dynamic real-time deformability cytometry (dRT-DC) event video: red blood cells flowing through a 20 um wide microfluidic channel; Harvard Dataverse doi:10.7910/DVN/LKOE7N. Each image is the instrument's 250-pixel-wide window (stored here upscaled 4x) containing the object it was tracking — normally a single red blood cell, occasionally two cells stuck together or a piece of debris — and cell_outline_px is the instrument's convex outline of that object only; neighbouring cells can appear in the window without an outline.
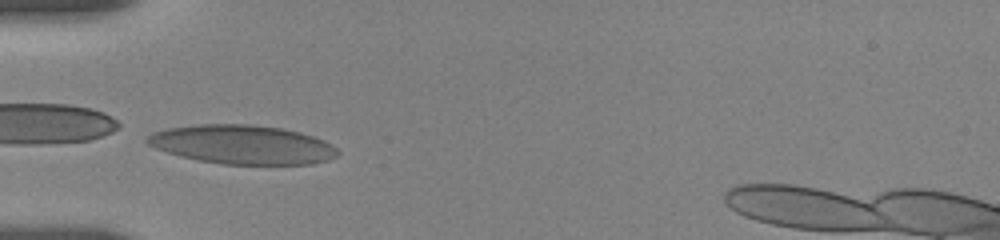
{"species": "human", "species_latin": "Homo sapiens", "temperature_condition": "room temperature", "stored_images_in_passage": 24, "camera_frame_rate_fps": 3000, "um_per_image_px": 0.085, "donor": {"sex": "female"}, "frame": {"image": 1, "passage_image": 7, "time_ms": 3.667, "image_size_px": [1000, 240], "cell_outline_px": [[340, 152], [336, 156], [328, 160], [312, 164], [224, 164], [200, 160], [180, 156], [156, 148], [148, 144], [144, 140], [152, 132], [168, 128], [196, 124], [252, 124], [280, 128], [300, 132], [324, 140], [332, 144]], "centroid_in_image_um": [20.61, 12.28], "position_along_channel_um": 64.4, "area_um2": 43.23}}
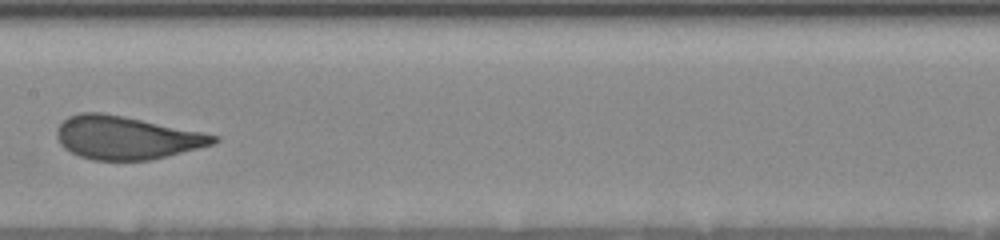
{"frame": {"image": 2, "passage_image": 13, "time_ms": 7.333, "image_size_px": [1000, 240], "cell_outline_px": [[220, 140], [212, 144], [148, 160], [92, 160], [80, 156], [64, 148], [60, 144], [56, 136], [56, 132], [60, 124], [68, 116], [80, 112], [100, 112], [124, 116], [204, 132], [220, 136]], "centroid_in_image_um": [10.71, 11.69], "position_along_channel_um": 196.7, "area_um2": 39.13}}
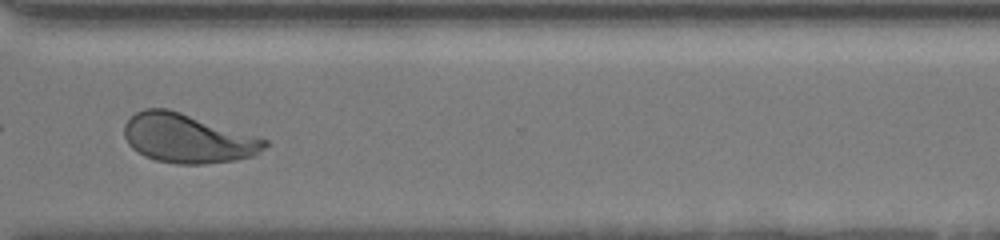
{"frame": {"image": 3, "passage_image": 19, "time_ms": 11.667, "image_size_px": [1000, 240], "cell_outline_px": [[268, 144], [264, 148], [252, 156], [236, 160], [204, 164], [176, 164], [156, 160], [144, 156], [132, 148], [128, 144], [124, 136], [124, 124], [136, 112], [144, 108], [168, 108], [268, 140]], "centroid_in_image_um": [15.91, 11.77], "position_along_channel_um": 354.7, "area_um2": 39.94}, "authors_computed_cell_mechanics": {"area_um2": 39.9398, "velocity_mm_per_s": 3.6602, "shape_relaxation_time_tau1_ms": 5.4823, "shape_relaxation_time_tau2_ms": null, "deformation_change_tau1": 0.1808, "deformation_change_tau2": null}}